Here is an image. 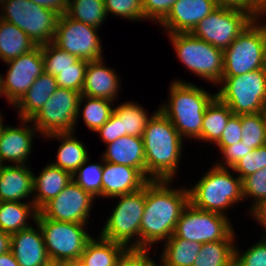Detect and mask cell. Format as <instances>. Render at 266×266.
Masks as SVG:
<instances>
[{
	"label": "cell",
	"mask_w": 266,
	"mask_h": 266,
	"mask_svg": "<svg viewBox=\"0 0 266 266\" xmlns=\"http://www.w3.org/2000/svg\"><path fill=\"white\" fill-rule=\"evenodd\" d=\"M243 199L254 198L250 210L266 199V167L256 171L242 180Z\"/></svg>",
	"instance_id": "cell-41"
},
{
	"label": "cell",
	"mask_w": 266,
	"mask_h": 266,
	"mask_svg": "<svg viewBox=\"0 0 266 266\" xmlns=\"http://www.w3.org/2000/svg\"><path fill=\"white\" fill-rule=\"evenodd\" d=\"M91 238L80 256L82 266H115L128 250L123 244L103 237Z\"/></svg>",
	"instance_id": "cell-27"
},
{
	"label": "cell",
	"mask_w": 266,
	"mask_h": 266,
	"mask_svg": "<svg viewBox=\"0 0 266 266\" xmlns=\"http://www.w3.org/2000/svg\"><path fill=\"white\" fill-rule=\"evenodd\" d=\"M148 180H173L181 161L183 138L157 108L143 133Z\"/></svg>",
	"instance_id": "cell-2"
},
{
	"label": "cell",
	"mask_w": 266,
	"mask_h": 266,
	"mask_svg": "<svg viewBox=\"0 0 266 266\" xmlns=\"http://www.w3.org/2000/svg\"><path fill=\"white\" fill-rule=\"evenodd\" d=\"M115 266H141V249H128Z\"/></svg>",
	"instance_id": "cell-48"
},
{
	"label": "cell",
	"mask_w": 266,
	"mask_h": 266,
	"mask_svg": "<svg viewBox=\"0 0 266 266\" xmlns=\"http://www.w3.org/2000/svg\"><path fill=\"white\" fill-rule=\"evenodd\" d=\"M97 27L59 15L53 43L78 59L95 61L103 58Z\"/></svg>",
	"instance_id": "cell-14"
},
{
	"label": "cell",
	"mask_w": 266,
	"mask_h": 266,
	"mask_svg": "<svg viewBox=\"0 0 266 266\" xmlns=\"http://www.w3.org/2000/svg\"><path fill=\"white\" fill-rule=\"evenodd\" d=\"M250 211L253 215L252 217L266 229V199L255 205ZM263 237H266V232L263 234Z\"/></svg>",
	"instance_id": "cell-51"
},
{
	"label": "cell",
	"mask_w": 266,
	"mask_h": 266,
	"mask_svg": "<svg viewBox=\"0 0 266 266\" xmlns=\"http://www.w3.org/2000/svg\"><path fill=\"white\" fill-rule=\"evenodd\" d=\"M67 5L72 1V0H63Z\"/></svg>",
	"instance_id": "cell-61"
},
{
	"label": "cell",
	"mask_w": 266,
	"mask_h": 266,
	"mask_svg": "<svg viewBox=\"0 0 266 266\" xmlns=\"http://www.w3.org/2000/svg\"><path fill=\"white\" fill-rule=\"evenodd\" d=\"M218 6L238 8L252 15V2L250 0H215Z\"/></svg>",
	"instance_id": "cell-50"
},
{
	"label": "cell",
	"mask_w": 266,
	"mask_h": 266,
	"mask_svg": "<svg viewBox=\"0 0 266 266\" xmlns=\"http://www.w3.org/2000/svg\"><path fill=\"white\" fill-rule=\"evenodd\" d=\"M57 88L56 78L44 71L14 105L18 109L19 118L30 120L44 106Z\"/></svg>",
	"instance_id": "cell-25"
},
{
	"label": "cell",
	"mask_w": 266,
	"mask_h": 266,
	"mask_svg": "<svg viewBox=\"0 0 266 266\" xmlns=\"http://www.w3.org/2000/svg\"><path fill=\"white\" fill-rule=\"evenodd\" d=\"M44 71L56 77L62 70L73 67L79 60L76 56L60 49L53 42L41 45Z\"/></svg>",
	"instance_id": "cell-38"
},
{
	"label": "cell",
	"mask_w": 266,
	"mask_h": 266,
	"mask_svg": "<svg viewBox=\"0 0 266 266\" xmlns=\"http://www.w3.org/2000/svg\"><path fill=\"white\" fill-rule=\"evenodd\" d=\"M177 0H143L144 18L160 23Z\"/></svg>",
	"instance_id": "cell-45"
},
{
	"label": "cell",
	"mask_w": 266,
	"mask_h": 266,
	"mask_svg": "<svg viewBox=\"0 0 266 266\" xmlns=\"http://www.w3.org/2000/svg\"><path fill=\"white\" fill-rule=\"evenodd\" d=\"M263 113H264L265 125H266V108H265V110L263 111Z\"/></svg>",
	"instance_id": "cell-60"
},
{
	"label": "cell",
	"mask_w": 266,
	"mask_h": 266,
	"mask_svg": "<svg viewBox=\"0 0 266 266\" xmlns=\"http://www.w3.org/2000/svg\"><path fill=\"white\" fill-rule=\"evenodd\" d=\"M261 239L245 252L235 246L234 266H266V237Z\"/></svg>",
	"instance_id": "cell-43"
},
{
	"label": "cell",
	"mask_w": 266,
	"mask_h": 266,
	"mask_svg": "<svg viewBox=\"0 0 266 266\" xmlns=\"http://www.w3.org/2000/svg\"><path fill=\"white\" fill-rule=\"evenodd\" d=\"M102 198H114L140 190L149 181L137 168L103 159Z\"/></svg>",
	"instance_id": "cell-19"
},
{
	"label": "cell",
	"mask_w": 266,
	"mask_h": 266,
	"mask_svg": "<svg viewBox=\"0 0 266 266\" xmlns=\"http://www.w3.org/2000/svg\"><path fill=\"white\" fill-rule=\"evenodd\" d=\"M107 14H113L133 21L144 18L143 0H104Z\"/></svg>",
	"instance_id": "cell-39"
},
{
	"label": "cell",
	"mask_w": 266,
	"mask_h": 266,
	"mask_svg": "<svg viewBox=\"0 0 266 266\" xmlns=\"http://www.w3.org/2000/svg\"><path fill=\"white\" fill-rule=\"evenodd\" d=\"M227 216L195 208L190 202L182 211L172 236L207 243L225 240L235 231Z\"/></svg>",
	"instance_id": "cell-13"
},
{
	"label": "cell",
	"mask_w": 266,
	"mask_h": 266,
	"mask_svg": "<svg viewBox=\"0 0 266 266\" xmlns=\"http://www.w3.org/2000/svg\"><path fill=\"white\" fill-rule=\"evenodd\" d=\"M96 132L99 133L102 142L106 145L114 142L116 139L122 137L121 119L113 112L107 122Z\"/></svg>",
	"instance_id": "cell-47"
},
{
	"label": "cell",
	"mask_w": 266,
	"mask_h": 266,
	"mask_svg": "<svg viewBox=\"0 0 266 266\" xmlns=\"http://www.w3.org/2000/svg\"><path fill=\"white\" fill-rule=\"evenodd\" d=\"M11 234L10 250L19 266H45L50 262L39 224Z\"/></svg>",
	"instance_id": "cell-20"
},
{
	"label": "cell",
	"mask_w": 266,
	"mask_h": 266,
	"mask_svg": "<svg viewBox=\"0 0 266 266\" xmlns=\"http://www.w3.org/2000/svg\"><path fill=\"white\" fill-rule=\"evenodd\" d=\"M66 14L74 20L101 27L107 18L104 0H72L67 5Z\"/></svg>",
	"instance_id": "cell-35"
},
{
	"label": "cell",
	"mask_w": 266,
	"mask_h": 266,
	"mask_svg": "<svg viewBox=\"0 0 266 266\" xmlns=\"http://www.w3.org/2000/svg\"><path fill=\"white\" fill-rule=\"evenodd\" d=\"M172 180H149L145 184V208L140 223V249L168 240L182 211L189 204L188 188L173 189Z\"/></svg>",
	"instance_id": "cell-1"
},
{
	"label": "cell",
	"mask_w": 266,
	"mask_h": 266,
	"mask_svg": "<svg viewBox=\"0 0 266 266\" xmlns=\"http://www.w3.org/2000/svg\"><path fill=\"white\" fill-rule=\"evenodd\" d=\"M254 149L248 147L245 143L241 141L233 144L231 146L224 147L220 153L223 155L224 163L221 161L215 165L222 168H232L240 159L245 157L249 152H252Z\"/></svg>",
	"instance_id": "cell-46"
},
{
	"label": "cell",
	"mask_w": 266,
	"mask_h": 266,
	"mask_svg": "<svg viewBox=\"0 0 266 266\" xmlns=\"http://www.w3.org/2000/svg\"><path fill=\"white\" fill-rule=\"evenodd\" d=\"M84 107L81 109L83 103ZM114 101L105 98H96L81 95L78 103V115H82L86 127L93 132H96L102 125H104L114 112L112 107ZM80 109L82 114H80ZM80 114V115H79Z\"/></svg>",
	"instance_id": "cell-33"
},
{
	"label": "cell",
	"mask_w": 266,
	"mask_h": 266,
	"mask_svg": "<svg viewBox=\"0 0 266 266\" xmlns=\"http://www.w3.org/2000/svg\"><path fill=\"white\" fill-rule=\"evenodd\" d=\"M37 5L55 11L59 15L66 14L67 4L63 0H29Z\"/></svg>",
	"instance_id": "cell-49"
},
{
	"label": "cell",
	"mask_w": 266,
	"mask_h": 266,
	"mask_svg": "<svg viewBox=\"0 0 266 266\" xmlns=\"http://www.w3.org/2000/svg\"><path fill=\"white\" fill-rule=\"evenodd\" d=\"M149 250L141 249V266H165L162 259H160V264H157L154 260H152L149 256Z\"/></svg>",
	"instance_id": "cell-54"
},
{
	"label": "cell",
	"mask_w": 266,
	"mask_h": 266,
	"mask_svg": "<svg viewBox=\"0 0 266 266\" xmlns=\"http://www.w3.org/2000/svg\"><path fill=\"white\" fill-rule=\"evenodd\" d=\"M104 63L102 58L88 62L81 95L116 101L120 90L119 75Z\"/></svg>",
	"instance_id": "cell-21"
},
{
	"label": "cell",
	"mask_w": 266,
	"mask_h": 266,
	"mask_svg": "<svg viewBox=\"0 0 266 266\" xmlns=\"http://www.w3.org/2000/svg\"><path fill=\"white\" fill-rule=\"evenodd\" d=\"M254 19L245 10L218 6L204 17L191 33L201 40L224 50Z\"/></svg>",
	"instance_id": "cell-11"
},
{
	"label": "cell",
	"mask_w": 266,
	"mask_h": 266,
	"mask_svg": "<svg viewBox=\"0 0 266 266\" xmlns=\"http://www.w3.org/2000/svg\"><path fill=\"white\" fill-rule=\"evenodd\" d=\"M36 46L24 31L0 19V58L4 63L29 52Z\"/></svg>",
	"instance_id": "cell-29"
},
{
	"label": "cell",
	"mask_w": 266,
	"mask_h": 266,
	"mask_svg": "<svg viewBox=\"0 0 266 266\" xmlns=\"http://www.w3.org/2000/svg\"><path fill=\"white\" fill-rule=\"evenodd\" d=\"M261 15H262V16H264V15L266 16V8L260 13V17H259V18L262 17ZM265 25H266V24H265Z\"/></svg>",
	"instance_id": "cell-58"
},
{
	"label": "cell",
	"mask_w": 266,
	"mask_h": 266,
	"mask_svg": "<svg viewBox=\"0 0 266 266\" xmlns=\"http://www.w3.org/2000/svg\"><path fill=\"white\" fill-rule=\"evenodd\" d=\"M2 114L0 113V135H1V133H2V130H3V128L5 127V125H4V123H3V118H2V116H1Z\"/></svg>",
	"instance_id": "cell-57"
},
{
	"label": "cell",
	"mask_w": 266,
	"mask_h": 266,
	"mask_svg": "<svg viewBox=\"0 0 266 266\" xmlns=\"http://www.w3.org/2000/svg\"><path fill=\"white\" fill-rule=\"evenodd\" d=\"M39 224L50 261L80 259L87 242L92 238L86 231V224L59 222L45 218L38 212Z\"/></svg>",
	"instance_id": "cell-10"
},
{
	"label": "cell",
	"mask_w": 266,
	"mask_h": 266,
	"mask_svg": "<svg viewBox=\"0 0 266 266\" xmlns=\"http://www.w3.org/2000/svg\"><path fill=\"white\" fill-rule=\"evenodd\" d=\"M72 174L47 163L40 174L33 177V199L35 207L40 210L52 198H55L70 182Z\"/></svg>",
	"instance_id": "cell-24"
},
{
	"label": "cell",
	"mask_w": 266,
	"mask_h": 266,
	"mask_svg": "<svg viewBox=\"0 0 266 266\" xmlns=\"http://www.w3.org/2000/svg\"><path fill=\"white\" fill-rule=\"evenodd\" d=\"M99 236L123 244L127 249H140V223L145 208V185L138 191L123 194ZM133 242V243H132Z\"/></svg>",
	"instance_id": "cell-7"
},
{
	"label": "cell",
	"mask_w": 266,
	"mask_h": 266,
	"mask_svg": "<svg viewBox=\"0 0 266 266\" xmlns=\"http://www.w3.org/2000/svg\"><path fill=\"white\" fill-rule=\"evenodd\" d=\"M22 126L3 128L0 135V165L7 161L26 165L32 150L33 138L38 131L35 126H26L30 120L20 119ZM34 127V128H33Z\"/></svg>",
	"instance_id": "cell-18"
},
{
	"label": "cell",
	"mask_w": 266,
	"mask_h": 266,
	"mask_svg": "<svg viewBox=\"0 0 266 266\" xmlns=\"http://www.w3.org/2000/svg\"><path fill=\"white\" fill-rule=\"evenodd\" d=\"M242 139L241 115L233 114L222 132L220 139L214 144L221 151L226 146H231Z\"/></svg>",
	"instance_id": "cell-44"
},
{
	"label": "cell",
	"mask_w": 266,
	"mask_h": 266,
	"mask_svg": "<svg viewBox=\"0 0 266 266\" xmlns=\"http://www.w3.org/2000/svg\"><path fill=\"white\" fill-rule=\"evenodd\" d=\"M216 96L235 115L263 112L266 108V69L222 77Z\"/></svg>",
	"instance_id": "cell-6"
},
{
	"label": "cell",
	"mask_w": 266,
	"mask_h": 266,
	"mask_svg": "<svg viewBox=\"0 0 266 266\" xmlns=\"http://www.w3.org/2000/svg\"><path fill=\"white\" fill-rule=\"evenodd\" d=\"M0 266H19L11 250L0 254Z\"/></svg>",
	"instance_id": "cell-53"
},
{
	"label": "cell",
	"mask_w": 266,
	"mask_h": 266,
	"mask_svg": "<svg viewBox=\"0 0 266 266\" xmlns=\"http://www.w3.org/2000/svg\"><path fill=\"white\" fill-rule=\"evenodd\" d=\"M81 93L58 87L44 106L30 119L40 136L74 132Z\"/></svg>",
	"instance_id": "cell-12"
},
{
	"label": "cell",
	"mask_w": 266,
	"mask_h": 266,
	"mask_svg": "<svg viewBox=\"0 0 266 266\" xmlns=\"http://www.w3.org/2000/svg\"><path fill=\"white\" fill-rule=\"evenodd\" d=\"M217 7L215 0H177L159 25L168 34L191 33Z\"/></svg>",
	"instance_id": "cell-17"
},
{
	"label": "cell",
	"mask_w": 266,
	"mask_h": 266,
	"mask_svg": "<svg viewBox=\"0 0 266 266\" xmlns=\"http://www.w3.org/2000/svg\"><path fill=\"white\" fill-rule=\"evenodd\" d=\"M87 65V60L79 59L73 67L62 70L55 77L58 87L82 93Z\"/></svg>",
	"instance_id": "cell-40"
},
{
	"label": "cell",
	"mask_w": 266,
	"mask_h": 266,
	"mask_svg": "<svg viewBox=\"0 0 266 266\" xmlns=\"http://www.w3.org/2000/svg\"><path fill=\"white\" fill-rule=\"evenodd\" d=\"M260 18H255L223 50V75L233 77L253 70L266 69V25ZM264 23V24H263Z\"/></svg>",
	"instance_id": "cell-5"
},
{
	"label": "cell",
	"mask_w": 266,
	"mask_h": 266,
	"mask_svg": "<svg viewBox=\"0 0 266 266\" xmlns=\"http://www.w3.org/2000/svg\"><path fill=\"white\" fill-rule=\"evenodd\" d=\"M74 132L53 133L44 136L45 139L60 140L55 162L52 164L73 174L90 157L82 141L77 140ZM75 137V138H74Z\"/></svg>",
	"instance_id": "cell-26"
},
{
	"label": "cell",
	"mask_w": 266,
	"mask_h": 266,
	"mask_svg": "<svg viewBox=\"0 0 266 266\" xmlns=\"http://www.w3.org/2000/svg\"><path fill=\"white\" fill-rule=\"evenodd\" d=\"M45 266H54L51 262H49L48 264H46Z\"/></svg>",
	"instance_id": "cell-62"
},
{
	"label": "cell",
	"mask_w": 266,
	"mask_h": 266,
	"mask_svg": "<svg viewBox=\"0 0 266 266\" xmlns=\"http://www.w3.org/2000/svg\"><path fill=\"white\" fill-rule=\"evenodd\" d=\"M7 0H0V8L2 7L3 8V5L4 3L6 2Z\"/></svg>",
	"instance_id": "cell-59"
},
{
	"label": "cell",
	"mask_w": 266,
	"mask_h": 266,
	"mask_svg": "<svg viewBox=\"0 0 266 266\" xmlns=\"http://www.w3.org/2000/svg\"><path fill=\"white\" fill-rule=\"evenodd\" d=\"M102 159L114 164L137 168L146 177L145 152L142 137L125 135L107 144Z\"/></svg>",
	"instance_id": "cell-23"
},
{
	"label": "cell",
	"mask_w": 266,
	"mask_h": 266,
	"mask_svg": "<svg viewBox=\"0 0 266 266\" xmlns=\"http://www.w3.org/2000/svg\"><path fill=\"white\" fill-rule=\"evenodd\" d=\"M179 60L199 77L219 84L223 75V50L192 33L167 34Z\"/></svg>",
	"instance_id": "cell-8"
},
{
	"label": "cell",
	"mask_w": 266,
	"mask_h": 266,
	"mask_svg": "<svg viewBox=\"0 0 266 266\" xmlns=\"http://www.w3.org/2000/svg\"><path fill=\"white\" fill-rule=\"evenodd\" d=\"M9 69L4 77L0 73V96L15 105L27 92L35 79L44 72L41 46L6 62Z\"/></svg>",
	"instance_id": "cell-15"
},
{
	"label": "cell",
	"mask_w": 266,
	"mask_h": 266,
	"mask_svg": "<svg viewBox=\"0 0 266 266\" xmlns=\"http://www.w3.org/2000/svg\"><path fill=\"white\" fill-rule=\"evenodd\" d=\"M241 142L253 149L266 145V125L264 113L242 114Z\"/></svg>",
	"instance_id": "cell-37"
},
{
	"label": "cell",
	"mask_w": 266,
	"mask_h": 266,
	"mask_svg": "<svg viewBox=\"0 0 266 266\" xmlns=\"http://www.w3.org/2000/svg\"><path fill=\"white\" fill-rule=\"evenodd\" d=\"M232 115L233 112L229 106L216 96L205 109L201 135L197 140L215 144L220 139Z\"/></svg>",
	"instance_id": "cell-30"
},
{
	"label": "cell",
	"mask_w": 266,
	"mask_h": 266,
	"mask_svg": "<svg viewBox=\"0 0 266 266\" xmlns=\"http://www.w3.org/2000/svg\"><path fill=\"white\" fill-rule=\"evenodd\" d=\"M252 2V16L259 18L260 13L266 8V0H250Z\"/></svg>",
	"instance_id": "cell-55"
},
{
	"label": "cell",
	"mask_w": 266,
	"mask_h": 266,
	"mask_svg": "<svg viewBox=\"0 0 266 266\" xmlns=\"http://www.w3.org/2000/svg\"><path fill=\"white\" fill-rule=\"evenodd\" d=\"M114 112L121 119L122 136L142 137L149 117L144 107L128 101L118 104Z\"/></svg>",
	"instance_id": "cell-34"
},
{
	"label": "cell",
	"mask_w": 266,
	"mask_h": 266,
	"mask_svg": "<svg viewBox=\"0 0 266 266\" xmlns=\"http://www.w3.org/2000/svg\"><path fill=\"white\" fill-rule=\"evenodd\" d=\"M95 198L73 180L39 212L47 219L59 222L88 224Z\"/></svg>",
	"instance_id": "cell-16"
},
{
	"label": "cell",
	"mask_w": 266,
	"mask_h": 266,
	"mask_svg": "<svg viewBox=\"0 0 266 266\" xmlns=\"http://www.w3.org/2000/svg\"><path fill=\"white\" fill-rule=\"evenodd\" d=\"M39 210L30 202L1 201L0 203V230L13 234L32 226L28 218L36 223Z\"/></svg>",
	"instance_id": "cell-28"
},
{
	"label": "cell",
	"mask_w": 266,
	"mask_h": 266,
	"mask_svg": "<svg viewBox=\"0 0 266 266\" xmlns=\"http://www.w3.org/2000/svg\"><path fill=\"white\" fill-rule=\"evenodd\" d=\"M266 167V145L254 149L245 157L240 159L230 170L238 173V177L243 180L250 174Z\"/></svg>",
	"instance_id": "cell-42"
},
{
	"label": "cell",
	"mask_w": 266,
	"mask_h": 266,
	"mask_svg": "<svg viewBox=\"0 0 266 266\" xmlns=\"http://www.w3.org/2000/svg\"><path fill=\"white\" fill-rule=\"evenodd\" d=\"M169 91L167 105L162 104L158 109L173 123L182 138L197 139L201 135L205 109L216 93L210 94L183 79L173 81Z\"/></svg>",
	"instance_id": "cell-3"
},
{
	"label": "cell",
	"mask_w": 266,
	"mask_h": 266,
	"mask_svg": "<svg viewBox=\"0 0 266 266\" xmlns=\"http://www.w3.org/2000/svg\"><path fill=\"white\" fill-rule=\"evenodd\" d=\"M11 234L0 230V254L6 253L10 250Z\"/></svg>",
	"instance_id": "cell-52"
},
{
	"label": "cell",
	"mask_w": 266,
	"mask_h": 266,
	"mask_svg": "<svg viewBox=\"0 0 266 266\" xmlns=\"http://www.w3.org/2000/svg\"><path fill=\"white\" fill-rule=\"evenodd\" d=\"M163 245L160 258L165 266H193L202 243L171 236Z\"/></svg>",
	"instance_id": "cell-32"
},
{
	"label": "cell",
	"mask_w": 266,
	"mask_h": 266,
	"mask_svg": "<svg viewBox=\"0 0 266 266\" xmlns=\"http://www.w3.org/2000/svg\"><path fill=\"white\" fill-rule=\"evenodd\" d=\"M235 232L225 240L203 243L193 266H234Z\"/></svg>",
	"instance_id": "cell-31"
},
{
	"label": "cell",
	"mask_w": 266,
	"mask_h": 266,
	"mask_svg": "<svg viewBox=\"0 0 266 266\" xmlns=\"http://www.w3.org/2000/svg\"><path fill=\"white\" fill-rule=\"evenodd\" d=\"M33 177L28 165H0V201L33 199Z\"/></svg>",
	"instance_id": "cell-22"
},
{
	"label": "cell",
	"mask_w": 266,
	"mask_h": 266,
	"mask_svg": "<svg viewBox=\"0 0 266 266\" xmlns=\"http://www.w3.org/2000/svg\"><path fill=\"white\" fill-rule=\"evenodd\" d=\"M229 168L216 165L189 190V202L197 209L226 216L227 209L243 201L242 180Z\"/></svg>",
	"instance_id": "cell-4"
},
{
	"label": "cell",
	"mask_w": 266,
	"mask_h": 266,
	"mask_svg": "<svg viewBox=\"0 0 266 266\" xmlns=\"http://www.w3.org/2000/svg\"><path fill=\"white\" fill-rule=\"evenodd\" d=\"M89 157L72 174L73 181L82 189L89 192L94 198L102 197V163L89 164ZM88 164V165H87Z\"/></svg>",
	"instance_id": "cell-36"
},
{
	"label": "cell",
	"mask_w": 266,
	"mask_h": 266,
	"mask_svg": "<svg viewBox=\"0 0 266 266\" xmlns=\"http://www.w3.org/2000/svg\"><path fill=\"white\" fill-rule=\"evenodd\" d=\"M54 266H80V259L50 261Z\"/></svg>",
	"instance_id": "cell-56"
},
{
	"label": "cell",
	"mask_w": 266,
	"mask_h": 266,
	"mask_svg": "<svg viewBox=\"0 0 266 266\" xmlns=\"http://www.w3.org/2000/svg\"><path fill=\"white\" fill-rule=\"evenodd\" d=\"M0 10L2 11L0 19L16 25L36 45L53 42L59 18V14L55 11L43 8L29 0H7Z\"/></svg>",
	"instance_id": "cell-9"
}]
</instances>
